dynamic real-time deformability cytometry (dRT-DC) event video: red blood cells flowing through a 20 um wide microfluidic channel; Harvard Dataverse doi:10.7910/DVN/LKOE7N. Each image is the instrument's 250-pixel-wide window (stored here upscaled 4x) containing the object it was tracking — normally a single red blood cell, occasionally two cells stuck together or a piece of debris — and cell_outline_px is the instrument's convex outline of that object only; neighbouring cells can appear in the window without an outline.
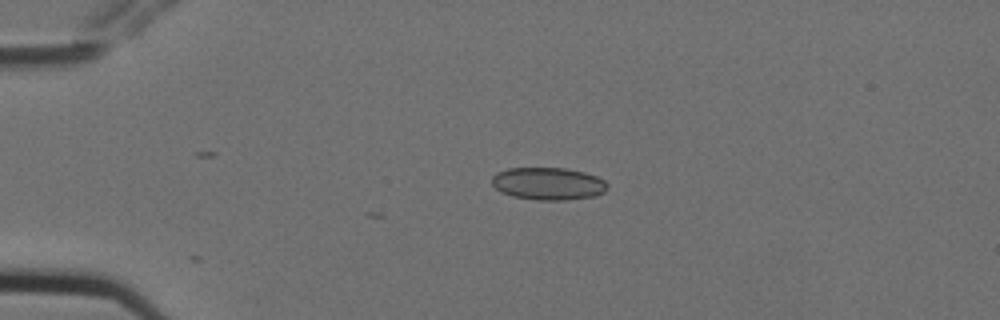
{"species": "Egyptian fruit bat (a non-hibernating species)", "species_latin": "Rousettus aegyptiacus", "temperature_condition": "cold", "stored_images_in_passage": 5, "camera_frame_rate_fps": 3000, "um_per_image_px": 0.085, "animal": {"sex": "female"}, "frame": {"image": 1, "passage_image": 4, "time_ms": 1.0, "image_size_px": [1000, 320], "cell_outline_px": [[608, 188], [604, 192], [596, 196], [568, 200], [536, 200], [512, 196], [500, 192], [492, 184], [492, 176], [496, 172], [508, 168], [564, 168], [584, 172], [596, 176], [604, 180], [608, 184]], "centroid_in_image_um": [46.6, 15.62], "position_along_channel_um": 38.4, "area_um2": 22.08}}